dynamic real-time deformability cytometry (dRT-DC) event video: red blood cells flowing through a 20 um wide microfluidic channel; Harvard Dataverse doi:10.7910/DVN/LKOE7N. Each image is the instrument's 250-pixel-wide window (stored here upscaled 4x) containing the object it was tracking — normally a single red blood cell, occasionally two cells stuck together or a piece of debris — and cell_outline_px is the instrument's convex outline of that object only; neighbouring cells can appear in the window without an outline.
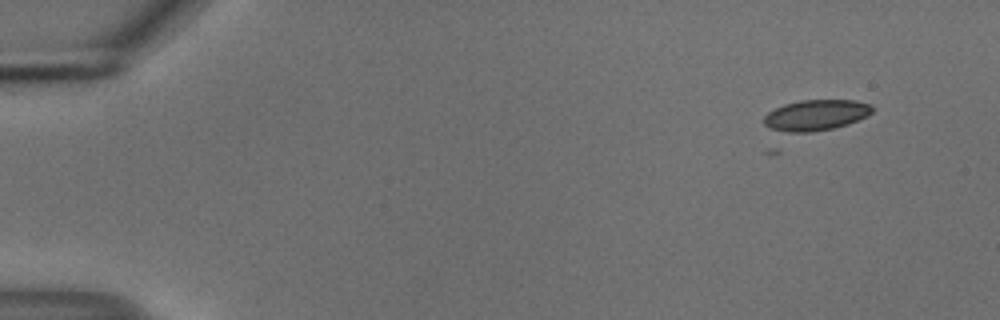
{"species": "common noctule bat (a hibernating species)", "species_latin": "Nyctalus noctula", "temperature_condition": "cold", "stored_images_in_passage": 7, "camera_frame_rate_fps": 3000, "um_per_image_px": 0.085, "animal": {"sex": "male", "body_mass_g": 18.8}, "frame": {"image": 1, "passage_image": 1, "time_ms": 0.0, "image_size_px": [1000, 320], "cell_outline_px": [[872, 112], [868, 116], [848, 124], [836, 128], [812, 132], [788, 132], [772, 128], [764, 124], [764, 116], [768, 112], [784, 104], [800, 100], [856, 100], [872, 104]], "centroid_in_image_um": [69.39, 9.78], "position_along_channel_um": 15.6, "area_um2": 19.48}}